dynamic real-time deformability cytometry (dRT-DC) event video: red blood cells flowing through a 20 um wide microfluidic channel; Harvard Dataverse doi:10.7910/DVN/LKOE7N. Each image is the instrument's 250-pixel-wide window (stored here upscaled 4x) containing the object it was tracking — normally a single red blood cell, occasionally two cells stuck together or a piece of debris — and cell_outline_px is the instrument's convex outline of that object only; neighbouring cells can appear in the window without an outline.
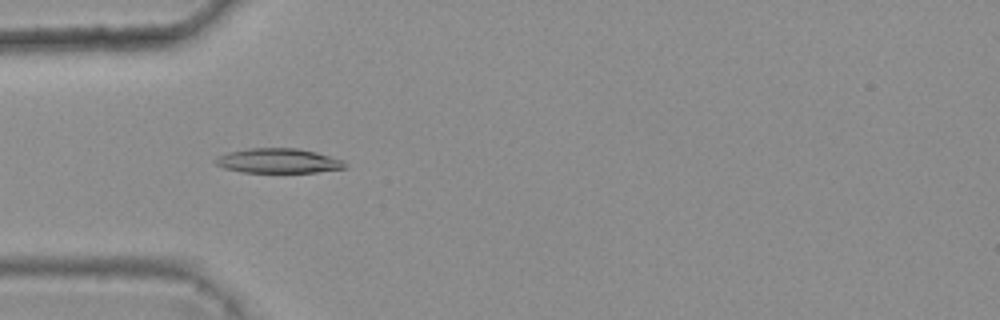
{"species": "common noctule bat (a hibernating species)", "species_latin": "Nyctalus noctula", "temperature_condition": "warm", "stored_images_in_passage": 8, "camera_frame_rate_fps": 3000, "um_per_image_px": 0.085, "animal": {"sex": "female", "body_mass_g": 25.1}, "frame": {"image": 1, "passage_image": 4, "time_ms": 1.0, "image_size_px": [1000, 320], "cell_outline_px": [[348, 168], [316, 172], [240, 172], [224, 168], [216, 164], [216, 156], [228, 152], [248, 148], [296, 148], [316, 152], [344, 160]], "centroid_in_image_um": [23.67, 13.67], "position_along_channel_um": 61.3, "area_um2": 18.67}}
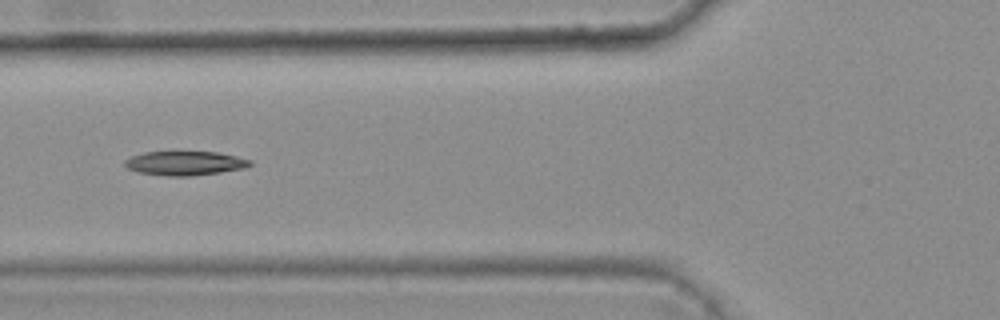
{"frame": {"image": 2, "passage_image": 5, "time_ms": 1.333, "image_size_px": [1000, 320], "cell_outline_px": [[252, 164], [248, 168], [192, 176], [168, 176], [140, 172], [128, 168], [124, 164], [124, 160], [132, 156], [144, 152], [216, 152], [236, 156], [252, 160]], "centroid_in_image_um": [15.77, 13.87], "position_along_channel_um": 110.0, "area_um2": 17.57}}
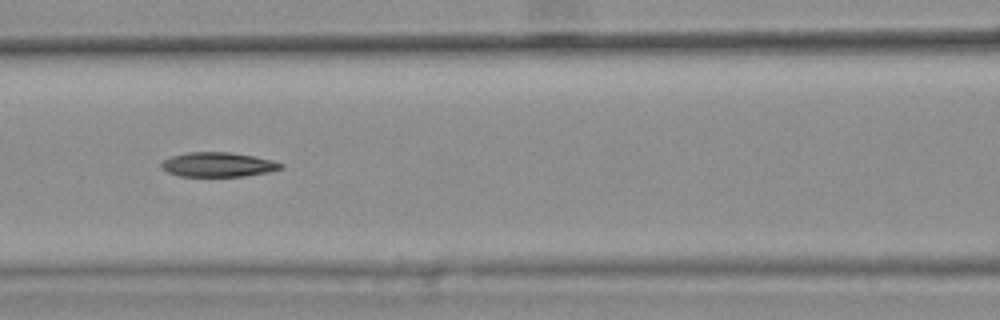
{"frame": {"image": 3, "passage_image": 6, "time_ms": 1.667, "image_size_px": [1000, 320], "cell_outline_px": [[284, 164], [280, 168], [268, 172], [244, 176], [180, 176], [168, 172], [160, 168], [160, 164], [164, 160], [172, 156], [188, 152], [228, 152], [252, 156], [272, 160]], "centroid_in_image_um": [18.49, 13.99], "position_along_channel_um": 148.1, "area_um2": 16.88}}